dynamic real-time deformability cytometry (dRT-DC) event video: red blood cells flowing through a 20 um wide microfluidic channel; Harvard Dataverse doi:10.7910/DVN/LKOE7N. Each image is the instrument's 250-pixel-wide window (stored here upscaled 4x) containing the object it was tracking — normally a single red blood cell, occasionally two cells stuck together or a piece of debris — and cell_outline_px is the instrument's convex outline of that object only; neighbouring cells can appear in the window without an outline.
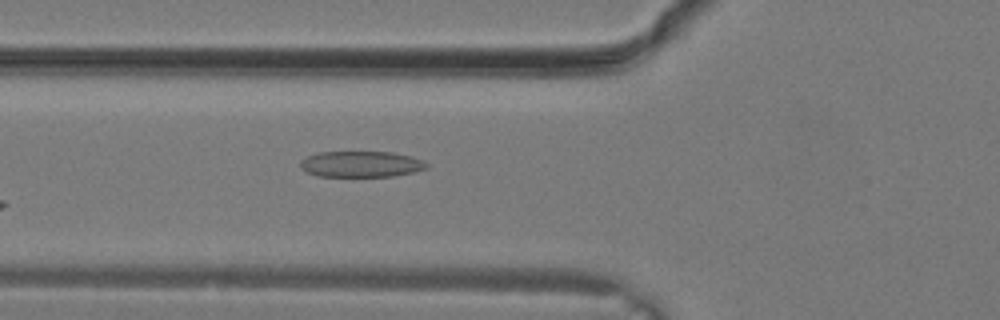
{"species": "common noctule bat (a hibernating species)", "species_latin": "Nyctalus noctula", "temperature_condition": "warm", "stored_images_in_passage": 9, "camera_frame_rate_fps": 3000, "um_per_image_px": 0.085, "animal": {"sex": "male", "body_mass_g": 19.2, "forearm_length_mm": 51.8}, "frame": {"image": 1, "passage_image": 4, "time_ms": 1.0, "image_size_px": [1000, 320], "cell_outline_px": [[428, 168], [412, 172], [392, 176], [316, 176], [300, 168], [300, 160], [308, 156], [320, 152], [392, 152], [424, 160], [428, 164]], "centroid_in_image_um": [30.68, 13.95], "position_along_channel_um": 95.1, "area_um2": 19.02}}
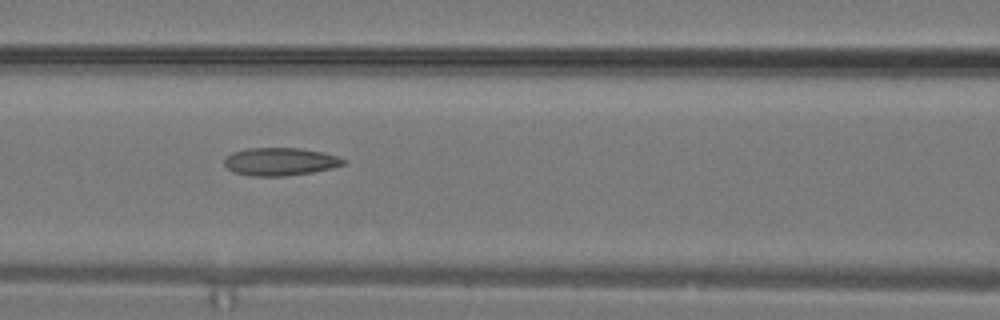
{"frame": {"image": 2, "passage_image": 6, "time_ms": 1.667, "image_size_px": [1000, 320], "cell_outline_px": [[348, 160], [344, 164], [332, 168], [312, 172], [284, 176], [252, 176], [232, 172], [224, 164], [224, 160], [232, 152], [248, 148], [300, 148], [324, 152]], "centroid_in_image_um": [23.82, 13.73], "position_along_channel_um": 142.8, "area_um2": 19.36}}